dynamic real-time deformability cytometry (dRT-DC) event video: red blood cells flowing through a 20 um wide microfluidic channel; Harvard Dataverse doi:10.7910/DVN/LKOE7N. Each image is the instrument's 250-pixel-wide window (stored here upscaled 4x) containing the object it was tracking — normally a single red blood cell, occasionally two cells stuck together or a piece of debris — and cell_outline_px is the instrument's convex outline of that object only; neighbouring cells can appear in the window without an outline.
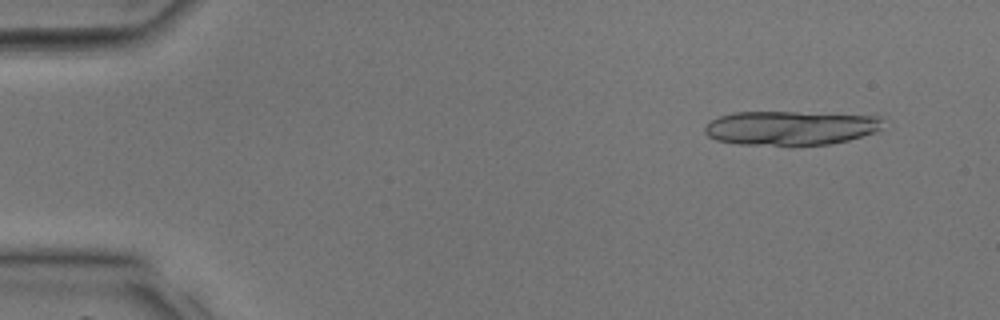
{"species": "common noctule bat (a hibernating species)", "species_latin": "Nyctalus noctula", "temperature_condition": "room temperature", "stored_images_in_passage": 12, "camera_frame_rate_fps": 3000, "um_per_image_px": 0.085, "animal": {"sex": "male", "body_mass_g": 17.9, "forearm_length_mm": 54.2}, "frame": {"image": 1, "passage_image": 3, "time_ms": 0.667, "image_size_px": [1000, 320], "cell_outline_px": [[880, 128], [872, 132], [848, 140], [828, 144], [736, 144], [716, 140], [708, 136], [704, 132], [704, 124], [720, 116], [732, 112], [796, 112], [880, 116]], "centroid_in_image_um": [67.1, 10.86], "position_along_channel_um": 17.9, "area_um2": 34.97}}